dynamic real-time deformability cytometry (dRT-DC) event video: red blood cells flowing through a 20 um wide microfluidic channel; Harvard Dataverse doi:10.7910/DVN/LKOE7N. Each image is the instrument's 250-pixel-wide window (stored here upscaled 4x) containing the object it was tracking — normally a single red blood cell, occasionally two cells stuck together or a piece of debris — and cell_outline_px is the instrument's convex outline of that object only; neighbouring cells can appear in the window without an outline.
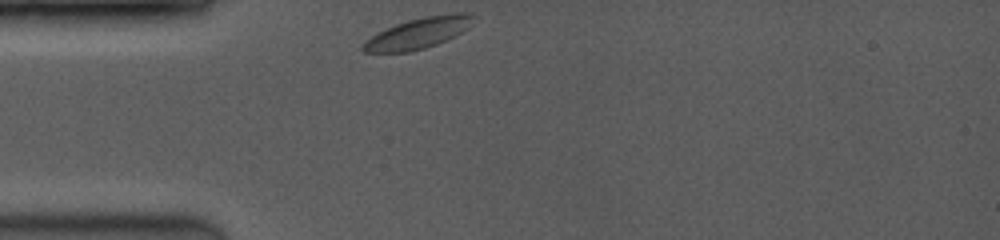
{"species": "common noctule bat (a hibernating species)", "species_latin": "Nyctalus noctula", "temperature_condition": "room temperature", "stored_images_in_passage": 28, "camera_frame_rate_fps": 3500, "um_per_image_px": 0.085, "animal": {"sex": "female", "body_mass_g": 19.0, "forearm_length_mm": 53.3}, "frame": {"image": 1, "passage_image": 1, "time_ms": 0.0, "image_size_px": [1000, 240], "cell_outline_px": [[476, 16], [468, 28], [436, 44], [424, 48], [408, 52], [364, 52], [360, 48], [360, 44], [364, 40], [396, 24], [408, 20], [424, 16], [452, 12], [472, 12]], "centroid_in_image_um": [35.56, 2.79], "position_along_channel_um": 49.4, "area_um2": 19.77}}
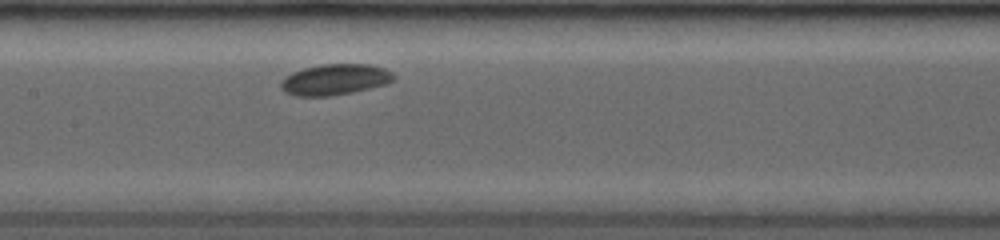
{"frame": {"image": 2, "passage_image": 11, "time_ms": 3.714, "image_size_px": [1000, 240], "cell_outline_px": [[396, 76], [392, 80], [384, 84], [352, 92], [332, 96], [296, 96], [284, 92], [280, 88], [280, 80], [284, 76], [292, 72], [304, 68], [320, 64], [372, 64], [384, 68], [392, 72]], "centroid_in_image_um": [28.42, 6.75], "position_along_channel_um": 179.0, "area_um2": 20.46}}
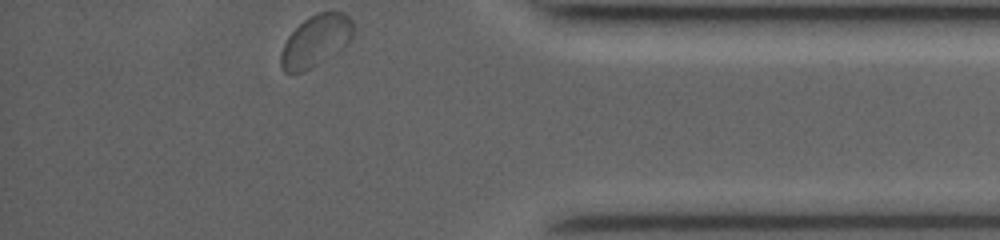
{"frame": {"image": 3, "passage_image": 28, "time_ms": 10.0, "image_size_px": [1000, 240], "cell_outline_px": [[352, 40], [348, 44], [312, 68], [304, 72], [284, 72], [280, 64], [280, 52], [288, 36], [308, 16], [320, 12], [344, 12], [352, 20]], "centroid_in_image_um": [26.83, 3.48], "position_along_channel_um": 408.4, "area_um2": 21.68}, "authors_computed_cell_mechanics": {"area_um2": 20.1722, "velocity_mm_per_s": 3.8289, "shape_relaxation_time_tau1_ms": 1.4812, "shape_relaxation_time_tau2_ms": null, "deformation_change_tau1": 0.047, "deformation_change_tau2": null}}